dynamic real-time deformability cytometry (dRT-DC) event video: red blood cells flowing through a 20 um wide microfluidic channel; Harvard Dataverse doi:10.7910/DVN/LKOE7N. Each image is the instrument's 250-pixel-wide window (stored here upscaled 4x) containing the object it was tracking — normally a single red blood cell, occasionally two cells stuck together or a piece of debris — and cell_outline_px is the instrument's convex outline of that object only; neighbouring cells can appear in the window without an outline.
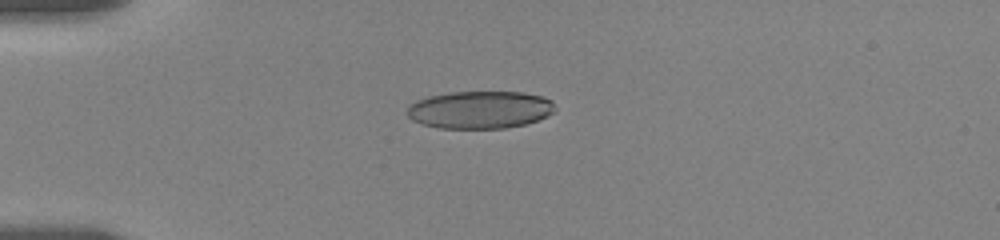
{"species": "human", "species_latin": "Homo sapiens", "temperature_condition": "room temperature", "stored_images_in_passage": 43, "camera_frame_rate_fps": 3000, "um_per_image_px": 0.085, "donor": {"sex": "female"}, "frame": {"image": 1, "passage_image": 1, "time_ms": 0.0, "image_size_px": [1000, 240], "cell_outline_px": [[556, 108], [548, 116], [524, 124], [504, 128], [440, 128], [424, 124], [412, 120], [408, 116], [408, 108], [416, 100], [428, 96], [448, 92], [524, 92], [540, 96], [552, 100]], "centroid_in_image_um": [40.8, 9.32], "position_along_channel_um": 44.2, "area_um2": 32.25}}
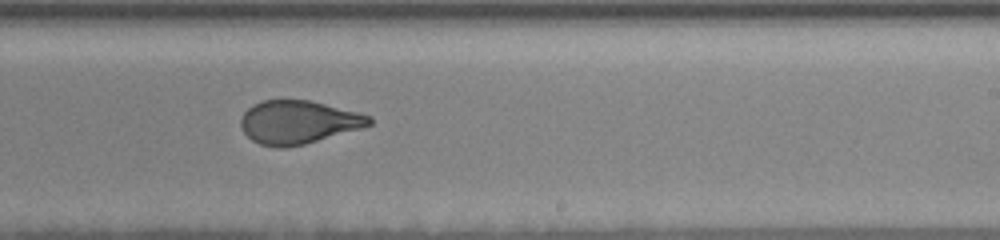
{"frame": {"image": 2, "passage_image": 22, "time_ms": 7.0, "image_size_px": [1000, 240], "cell_outline_px": [[372, 124], [360, 128], [304, 144], [284, 148], [276, 148], [260, 144], [252, 140], [240, 128], [240, 120], [244, 112], [252, 104], [264, 100], [308, 100], [360, 112], [372, 116]], "centroid_in_image_um": [25.33, 10.38], "position_along_channel_um": 263.7, "area_um2": 32.37}}
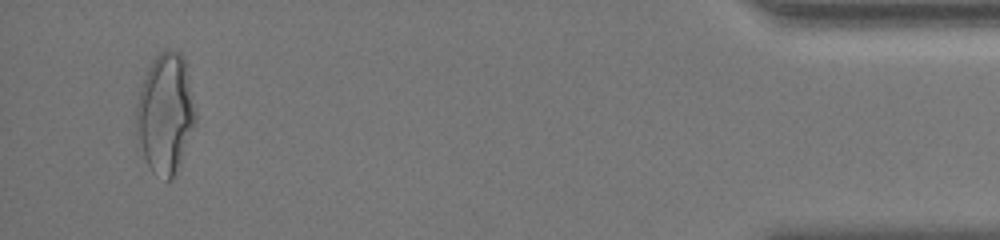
{"frame": {"image": 3, "passage_image": 41, "time_ms": 13.333, "image_size_px": [1000, 240], "cell_outline_px": [[196, 120], [172, 180], [168, 180], [152, 172], [144, 156], [140, 140], [136, 120], [136, 108], [140, 88], [148, 68], [152, 60], [164, 48], [172, 48], [180, 52], [184, 56], [196, 112]], "centroid_in_image_um": [14.06, 9.56], "position_along_channel_um": 421.1, "area_um2": 40.69}, "authors_computed_cell_mechanics": {"area_um2": 33.813, "velocity_mm_per_s": 3.5337, "shape_relaxation_time_tau1_ms": 6.6316, "shape_relaxation_time_tau2_ms": 0.8848, "deformation_change_tau1": 0.2089, "deformation_change_tau2": 0.07}}